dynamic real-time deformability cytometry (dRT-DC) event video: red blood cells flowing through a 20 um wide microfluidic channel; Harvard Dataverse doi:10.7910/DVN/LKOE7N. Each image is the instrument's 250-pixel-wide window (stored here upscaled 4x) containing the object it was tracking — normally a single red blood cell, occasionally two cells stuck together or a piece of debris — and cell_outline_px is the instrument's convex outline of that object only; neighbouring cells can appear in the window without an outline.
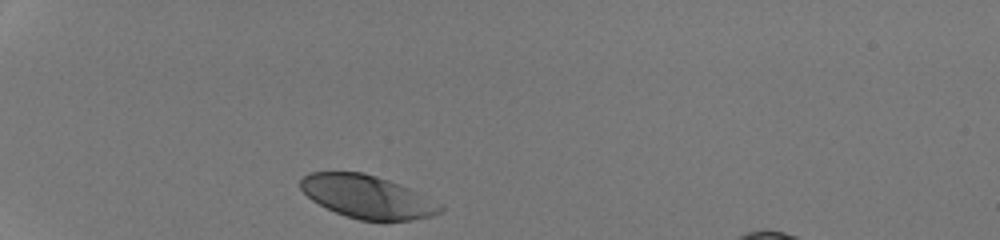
{"species": "human", "species_latin": "Homo sapiens", "temperature_condition": "room temperature", "stored_images_in_passage": 29, "camera_frame_rate_fps": 3000, "um_per_image_px": 0.085, "donor": {"sex": "male"}, "frame": {"image": 1, "passage_image": 1, "time_ms": 0.0, "image_size_px": [1000, 240], "cell_outline_px": [[444, 208], [440, 212], [428, 216], [412, 220], [360, 220], [336, 212], [312, 200], [300, 188], [300, 180], [308, 172], [364, 172], [400, 184], [444, 204]], "centroid_in_image_um": [31.24, 16.71], "position_along_channel_um": 53.8, "area_um2": 34.74}}
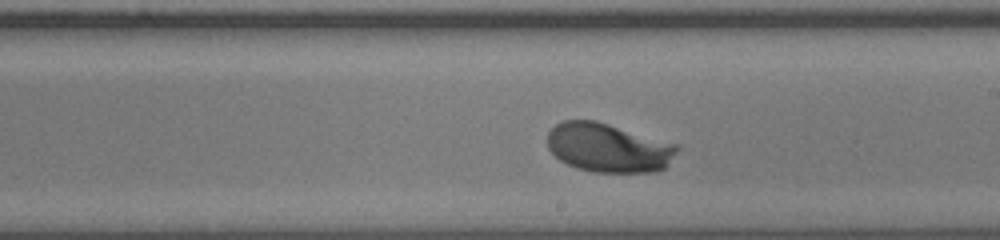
{"frame": {"image": 2, "passage_image": 17, "time_ms": 5.333, "image_size_px": [1000, 240], "cell_outline_px": [[680, 148], [668, 164], [664, 168], [652, 172], [596, 172], [576, 168], [560, 160], [548, 148], [548, 132], [556, 124], [564, 120], [596, 120], [680, 144]], "centroid_in_image_um": [51.74, 12.54], "position_along_channel_um": 237.3, "area_um2": 37.22}}
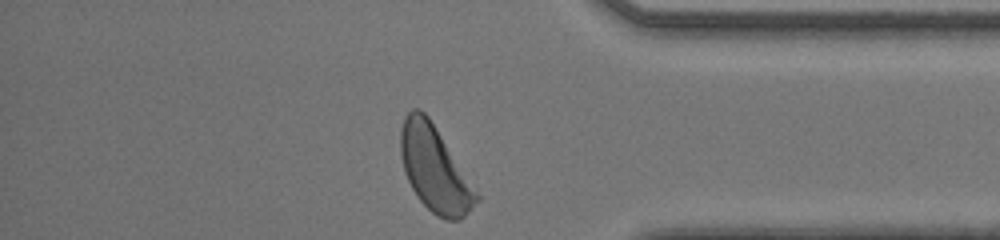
{"frame": {"image": 3, "passage_image": 29, "time_ms": 9.333, "image_size_px": [1000, 240], "cell_outline_px": [[480, 200], [460, 220], [448, 220], [436, 216], [420, 200], [412, 188], [404, 172], [400, 152], [400, 128], [404, 116], [412, 108], [420, 108], [428, 116], [480, 196]], "centroid_in_image_um": [36.92, 14.35], "position_along_channel_um": 398.3, "area_um2": 37.34}, "authors_computed_cell_mechanics": {"area_um2": 36.5874, "velocity_mm_per_s": 4.2264, "shape_relaxation_time_tau1_ms": 1.008, "shape_relaxation_time_tau2_ms": null, "deformation_change_tau1": 0.1088, "deformation_change_tau2": null}}